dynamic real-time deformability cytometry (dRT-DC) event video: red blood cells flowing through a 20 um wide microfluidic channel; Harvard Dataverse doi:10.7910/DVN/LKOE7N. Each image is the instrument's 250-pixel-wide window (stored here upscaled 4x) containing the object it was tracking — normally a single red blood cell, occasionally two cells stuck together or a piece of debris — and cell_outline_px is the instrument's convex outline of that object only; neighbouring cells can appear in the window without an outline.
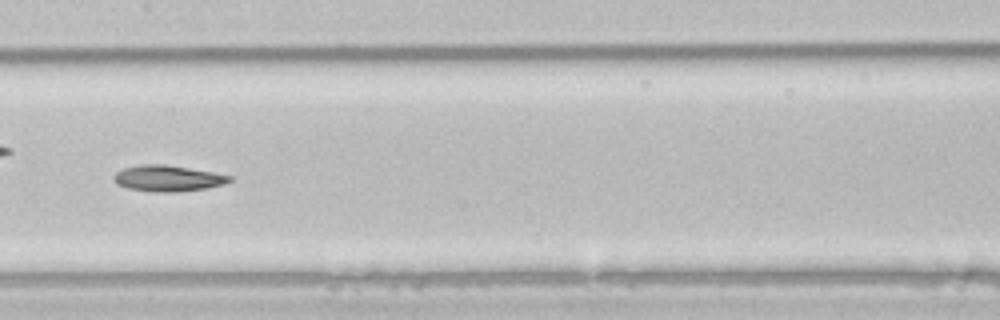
{"species": "common noctule bat (a hibernating species)", "species_latin": "Nyctalus noctula", "temperature_condition": "room temperature", "stored_images_in_passage": 36, "camera_frame_rate_fps": 3000, "um_per_image_px": 0.085, "animal": {"sex": "male", "body_mass_g": 21.5, "forearm_length_mm": 52.0}, "frame": {"image": 1, "passage_image": 11, "time_ms": 3.333, "image_size_px": [1000, 320], "cell_outline_px": [[232, 180], [224, 184], [208, 188], [180, 192], [160, 192], [128, 188], [116, 184], [112, 176], [116, 172], [124, 168], [144, 164], [164, 164], [212, 172], [232, 176]], "centroid_in_image_um": [14.27, 15.16], "position_along_channel_um": 193.1, "area_um2": 17.51}, "authors_computed_cell_mechanics": {"area_um2": 17.5423, "velocity_mm_per_s": 4.0157, "shape_relaxation_time_tau1_ms": 8.0454, "shape_relaxation_time_tau2_ms": null, "deformation_change_tau1": 0.1805, "deformation_change_tau2": null}}